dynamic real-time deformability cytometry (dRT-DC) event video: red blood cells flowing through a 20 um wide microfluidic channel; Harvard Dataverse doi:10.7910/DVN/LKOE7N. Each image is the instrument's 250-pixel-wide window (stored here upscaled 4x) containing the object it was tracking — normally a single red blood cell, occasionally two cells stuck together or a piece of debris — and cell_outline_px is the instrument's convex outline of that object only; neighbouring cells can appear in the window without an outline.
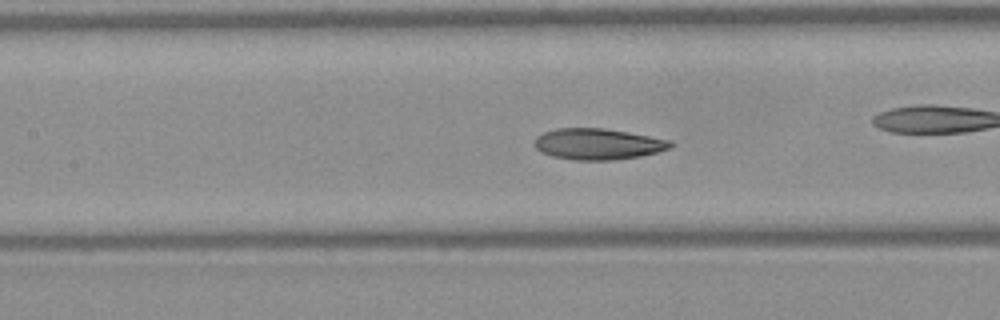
{"species": "Egyptian fruit bat (a non-hibernating species)", "species_latin": "Rousettus aegyptiacus", "temperature_condition": "warm", "stored_images_in_passage": 50, "camera_frame_rate_fps": 3000, "um_per_image_px": 0.085, "frame": {"image": 1, "passage_image": 22, "time_ms": 7.0, "image_size_px": [1000, 320], "cell_outline_px": [[676, 144], [672, 148], [640, 156], [616, 160], [572, 160], [552, 156], [540, 152], [532, 144], [536, 136], [544, 132], [556, 128], [604, 128], [628, 132], [672, 140]], "centroid_in_image_um": [50.82, 12.24], "position_along_channel_um": 156.6, "area_um2": 25.03}, "authors_computed_cell_mechanics": {"area_um2": 25.4031, "velocity_mm_per_s": 4.0832, "shape_relaxation_time_tau1_ms": 5.4066, "shape_relaxation_time_tau2_ms": 2.8808, "deformation_change_tau1": 0.1763, "deformation_change_tau2": 0.0881}}